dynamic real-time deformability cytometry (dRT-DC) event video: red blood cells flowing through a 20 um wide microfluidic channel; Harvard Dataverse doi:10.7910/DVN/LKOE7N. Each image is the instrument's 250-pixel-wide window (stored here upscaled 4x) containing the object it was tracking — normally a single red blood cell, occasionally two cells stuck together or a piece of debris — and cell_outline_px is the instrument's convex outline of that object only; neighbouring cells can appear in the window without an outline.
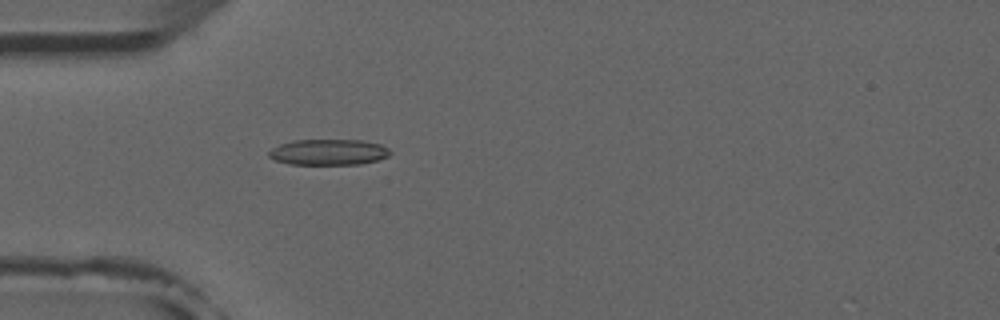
{"species": "common noctule bat (a hibernating species)", "species_latin": "Nyctalus noctula", "temperature_condition": "room temperature", "stored_images_in_passage": 2, "camera_frame_rate_fps": 3000, "um_per_image_px": 0.085, "animal": {"sex": "male", "forearm_length_mm": 52.5}, "frame": {"image": 1, "passage_image": 2, "time_ms": 1.333, "image_size_px": [1000, 320], "cell_outline_px": [[392, 152], [388, 156], [376, 160], [360, 164], [288, 164], [276, 160], [268, 156], [268, 152], [272, 148], [280, 144], [296, 140], [364, 140], [380, 144], [388, 148]], "centroid_in_image_um": [27.93, 12.93], "position_along_channel_um": 57.1, "area_um2": 18.21}}